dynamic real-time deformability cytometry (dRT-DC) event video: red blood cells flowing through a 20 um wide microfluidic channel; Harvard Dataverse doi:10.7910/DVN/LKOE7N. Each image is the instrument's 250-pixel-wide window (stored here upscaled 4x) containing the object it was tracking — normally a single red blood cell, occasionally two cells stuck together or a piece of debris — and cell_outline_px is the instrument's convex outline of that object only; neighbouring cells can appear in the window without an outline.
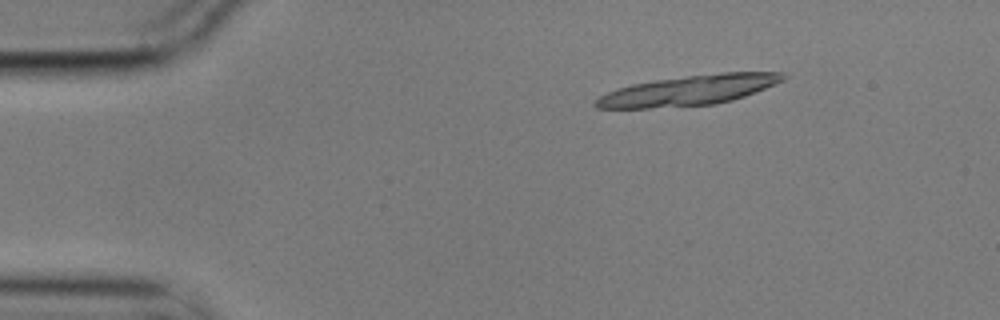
{"species": "common noctule bat (a hibernating species)", "species_latin": "Nyctalus noctula", "temperature_condition": "cold", "stored_images_in_passage": 4, "camera_frame_rate_fps": 3000, "um_per_image_px": 0.085, "animal": {"sex": "male", "body_mass_g": 17.9}, "frame": {"image": 1, "passage_image": 2, "time_ms": 0.333, "image_size_px": [1000, 320], "cell_outline_px": [[788, 76], [784, 80], [744, 96], [732, 100], [716, 104], [648, 108], [596, 108], [592, 104], [600, 96], [608, 92], [632, 84], [656, 80], [688, 76], [724, 72], [780, 72]], "centroid_in_image_um": [58.55, 7.68], "position_along_channel_um": 26.5, "area_um2": 32.31}}